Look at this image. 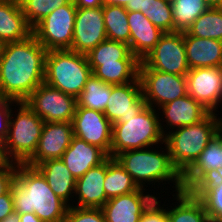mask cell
<instances>
[{"label": "cell", "mask_w": 222, "mask_h": 222, "mask_svg": "<svg viewBox=\"0 0 222 222\" xmlns=\"http://www.w3.org/2000/svg\"><path fill=\"white\" fill-rule=\"evenodd\" d=\"M47 52L33 34L25 40L0 45V95L24 102L44 83Z\"/></svg>", "instance_id": "6da1fadb"}, {"label": "cell", "mask_w": 222, "mask_h": 222, "mask_svg": "<svg viewBox=\"0 0 222 222\" xmlns=\"http://www.w3.org/2000/svg\"><path fill=\"white\" fill-rule=\"evenodd\" d=\"M10 190L18 214L35 213L43 222H64L69 205L54 193L36 167L16 163Z\"/></svg>", "instance_id": "7a4b0ae2"}, {"label": "cell", "mask_w": 222, "mask_h": 222, "mask_svg": "<svg viewBox=\"0 0 222 222\" xmlns=\"http://www.w3.org/2000/svg\"><path fill=\"white\" fill-rule=\"evenodd\" d=\"M163 145L164 147L157 145L155 148L152 146L128 150L117 154L114 158L131 175L138 188L146 189L148 187L146 183L152 185V188L153 185L161 188L159 185H166L167 182L168 185L170 183L174 185L172 188H175L176 193L182 192L184 191L182 175L171 163L168 149L165 143Z\"/></svg>", "instance_id": "3957f363"}, {"label": "cell", "mask_w": 222, "mask_h": 222, "mask_svg": "<svg viewBox=\"0 0 222 222\" xmlns=\"http://www.w3.org/2000/svg\"><path fill=\"white\" fill-rule=\"evenodd\" d=\"M219 113L210 112L203 120L179 127L164 135L173 166L182 175L199 157L208 143L222 130Z\"/></svg>", "instance_id": "277c9868"}, {"label": "cell", "mask_w": 222, "mask_h": 222, "mask_svg": "<svg viewBox=\"0 0 222 222\" xmlns=\"http://www.w3.org/2000/svg\"><path fill=\"white\" fill-rule=\"evenodd\" d=\"M163 143L159 111L146 105L138 115L125 119V123L112 124L110 157Z\"/></svg>", "instance_id": "5b68a950"}, {"label": "cell", "mask_w": 222, "mask_h": 222, "mask_svg": "<svg viewBox=\"0 0 222 222\" xmlns=\"http://www.w3.org/2000/svg\"><path fill=\"white\" fill-rule=\"evenodd\" d=\"M92 75L85 54L69 49L49 50L45 59L44 83L77 98Z\"/></svg>", "instance_id": "8992f818"}, {"label": "cell", "mask_w": 222, "mask_h": 222, "mask_svg": "<svg viewBox=\"0 0 222 222\" xmlns=\"http://www.w3.org/2000/svg\"><path fill=\"white\" fill-rule=\"evenodd\" d=\"M16 107L17 114L13 111L15 107L11 108L8 133L3 141L7 157L13 163H25L37 148L45 122L24 102H17Z\"/></svg>", "instance_id": "52a82bcc"}, {"label": "cell", "mask_w": 222, "mask_h": 222, "mask_svg": "<svg viewBox=\"0 0 222 222\" xmlns=\"http://www.w3.org/2000/svg\"><path fill=\"white\" fill-rule=\"evenodd\" d=\"M76 10L71 1L56 8L32 29V34L47 51L71 48Z\"/></svg>", "instance_id": "ba28073f"}, {"label": "cell", "mask_w": 222, "mask_h": 222, "mask_svg": "<svg viewBox=\"0 0 222 222\" xmlns=\"http://www.w3.org/2000/svg\"><path fill=\"white\" fill-rule=\"evenodd\" d=\"M139 69L186 76L190 68L186 59L184 32L164 33L150 53L140 61Z\"/></svg>", "instance_id": "9c48e42d"}, {"label": "cell", "mask_w": 222, "mask_h": 222, "mask_svg": "<svg viewBox=\"0 0 222 222\" xmlns=\"http://www.w3.org/2000/svg\"><path fill=\"white\" fill-rule=\"evenodd\" d=\"M24 103L44 122H72L77 98L42 83Z\"/></svg>", "instance_id": "30bf717a"}, {"label": "cell", "mask_w": 222, "mask_h": 222, "mask_svg": "<svg viewBox=\"0 0 222 222\" xmlns=\"http://www.w3.org/2000/svg\"><path fill=\"white\" fill-rule=\"evenodd\" d=\"M139 79L146 104L154 109L188 95L186 76L139 69Z\"/></svg>", "instance_id": "8fae6325"}, {"label": "cell", "mask_w": 222, "mask_h": 222, "mask_svg": "<svg viewBox=\"0 0 222 222\" xmlns=\"http://www.w3.org/2000/svg\"><path fill=\"white\" fill-rule=\"evenodd\" d=\"M72 123L75 137L99 147L110 157L112 123L103 112L77 106Z\"/></svg>", "instance_id": "7c38bea8"}, {"label": "cell", "mask_w": 222, "mask_h": 222, "mask_svg": "<svg viewBox=\"0 0 222 222\" xmlns=\"http://www.w3.org/2000/svg\"><path fill=\"white\" fill-rule=\"evenodd\" d=\"M222 179V130L211 139L195 162L182 174L184 191H194L208 179Z\"/></svg>", "instance_id": "4fadbf2b"}, {"label": "cell", "mask_w": 222, "mask_h": 222, "mask_svg": "<svg viewBox=\"0 0 222 222\" xmlns=\"http://www.w3.org/2000/svg\"><path fill=\"white\" fill-rule=\"evenodd\" d=\"M107 39L103 6L77 8L73 41L69 50L87 55L99 43Z\"/></svg>", "instance_id": "5bb4252c"}, {"label": "cell", "mask_w": 222, "mask_h": 222, "mask_svg": "<svg viewBox=\"0 0 222 222\" xmlns=\"http://www.w3.org/2000/svg\"><path fill=\"white\" fill-rule=\"evenodd\" d=\"M186 82L188 95L210 112L216 113L222 101V68L190 69Z\"/></svg>", "instance_id": "9a60e30c"}, {"label": "cell", "mask_w": 222, "mask_h": 222, "mask_svg": "<svg viewBox=\"0 0 222 222\" xmlns=\"http://www.w3.org/2000/svg\"><path fill=\"white\" fill-rule=\"evenodd\" d=\"M73 137L72 122H45L37 148L25 164L36 167L46 160L61 159Z\"/></svg>", "instance_id": "2e32d148"}, {"label": "cell", "mask_w": 222, "mask_h": 222, "mask_svg": "<svg viewBox=\"0 0 222 222\" xmlns=\"http://www.w3.org/2000/svg\"><path fill=\"white\" fill-rule=\"evenodd\" d=\"M146 105L138 77L134 82L112 85L104 114L112 124L125 123V119L138 115Z\"/></svg>", "instance_id": "e0dca14e"}, {"label": "cell", "mask_w": 222, "mask_h": 222, "mask_svg": "<svg viewBox=\"0 0 222 222\" xmlns=\"http://www.w3.org/2000/svg\"><path fill=\"white\" fill-rule=\"evenodd\" d=\"M145 190L148 189L138 188L129 194L108 199L101 208L106 222H139L145 210L157 198Z\"/></svg>", "instance_id": "ac0fdd59"}, {"label": "cell", "mask_w": 222, "mask_h": 222, "mask_svg": "<svg viewBox=\"0 0 222 222\" xmlns=\"http://www.w3.org/2000/svg\"><path fill=\"white\" fill-rule=\"evenodd\" d=\"M161 109L162 111H160ZM158 111H160L159 116L162 117V119L160 118V128L163 135H165L168 130V132H170L176 128L197 123L210 113L209 110L194 100L190 95L177 98L161 106ZM162 122L167 125L162 124Z\"/></svg>", "instance_id": "d6986e66"}, {"label": "cell", "mask_w": 222, "mask_h": 222, "mask_svg": "<svg viewBox=\"0 0 222 222\" xmlns=\"http://www.w3.org/2000/svg\"><path fill=\"white\" fill-rule=\"evenodd\" d=\"M106 176V160L100 165L89 169L82 177L76 180L75 207L99 208L107 202L103 182Z\"/></svg>", "instance_id": "ffe728a7"}, {"label": "cell", "mask_w": 222, "mask_h": 222, "mask_svg": "<svg viewBox=\"0 0 222 222\" xmlns=\"http://www.w3.org/2000/svg\"><path fill=\"white\" fill-rule=\"evenodd\" d=\"M131 53L142 61L164 34L141 11H128Z\"/></svg>", "instance_id": "44dd1931"}, {"label": "cell", "mask_w": 222, "mask_h": 222, "mask_svg": "<svg viewBox=\"0 0 222 222\" xmlns=\"http://www.w3.org/2000/svg\"><path fill=\"white\" fill-rule=\"evenodd\" d=\"M109 156L99 147L73 137L61 160L77 180L89 169L103 163Z\"/></svg>", "instance_id": "7402d4cb"}, {"label": "cell", "mask_w": 222, "mask_h": 222, "mask_svg": "<svg viewBox=\"0 0 222 222\" xmlns=\"http://www.w3.org/2000/svg\"><path fill=\"white\" fill-rule=\"evenodd\" d=\"M184 44L190 69L222 66V41L194 37L184 32Z\"/></svg>", "instance_id": "603a6c76"}, {"label": "cell", "mask_w": 222, "mask_h": 222, "mask_svg": "<svg viewBox=\"0 0 222 222\" xmlns=\"http://www.w3.org/2000/svg\"><path fill=\"white\" fill-rule=\"evenodd\" d=\"M32 35L19 1L0 0V45L18 42Z\"/></svg>", "instance_id": "cb8c5ba5"}, {"label": "cell", "mask_w": 222, "mask_h": 222, "mask_svg": "<svg viewBox=\"0 0 222 222\" xmlns=\"http://www.w3.org/2000/svg\"><path fill=\"white\" fill-rule=\"evenodd\" d=\"M36 168L44 176L54 193L69 206H73L76 179L64 162L61 159H50L40 163Z\"/></svg>", "instance_id": "d4e9b609"}, {"label": "cell", "mask_w": 222, "mask_h": 222, "mask_svg": "<svg viewBox=\"0 0 222 222\" xmlns=\"http://www.w3.org/2000/svg\"><path fill=\"white\" fill-rule=\"evenodd\" d=\"M172 196L177 204L169 206L171 209L166 207L168 222H213L203 201L193 191H182Z\"/></svg>", "instance_id": "484cf974"}, {"label": "cell", "mask_w": 222, "mask_h": 222, "mask_svg": "<svg viewBox=\"0 0 222 222\" xmlns=\"http://www.w3.org/2000/svg\"><path fill=\"white\" fill-rule=\"evenodd\" d=\"M86 56L89 66H100L110 63H140L131 53L128 44L109 39L99 43Z\"/></svg>", "instance_id": "4316f807"}, {"label": "cell", "mask_w": 222, "mask_h": 222, "mask_svg": "<svg viewBox=\"0 0 222 222\" xmlns=\"http://www.w3.org/2000/svg\"><path fill=\"white\" fill-rule=\"evenodd\" d=\"M103 186L108 199L129 194L138 189L131 175L112 157L106 159V176Z\"/></svg>", "instance_id": "83f0119b"}, {"label": "cell", "mask_w": 222, "mask_h": 222, "mask_svg": "<svg viewBox=\"0 0 222 222\" xmlns=\"http://www.w3.org/2000/svg\"><path fill=\"white\" fill-rule=\"evenodd\" d=\"M128 11L117 5H103L104 25L107 39L126 43L130 47Z\"/></svg>", "instance_id": "f1b7e54d"}, {"label": "cell", "mask_w": 222, "mask_h": 222, "mask_svg": "<svg viewBox=\"0 0 222 222\" xmlns=\"http://www.w3.org/2000/svg\"><path fill=\"white\" fill-rule=\"evenodd\" d=\"M112 92V85L106 84L93 74L87 79L84 89L77 97V106L105 111Z\"/></svg>", "instance_id": "f546056e"}, {"label": "cell", "mask_w": 222, "mask_h": 222, "mask_svg": "<svg viewBox=\"0 0 222 222\" xmlns=\"http://www.w3.org/2000/svg\"><path fill=\"white\" fill-rule=\"evenodd\" d=\"M140 63H110L90 66L92 74L106 84L123 85L139 77Z\"/></svg>", "instance_id": "4dcf8cb0"}, {"label": "cell", "mask_w": 222, "mask_h": 222, "mask_svg": "<svg viewBox=\"0 0 222 222\" xmlns=\"http://www.w3.org/2000/svg\"><path fill=\"white\" fill-rule=\"evenodd\" d=\"M171 5L174 32H186L198 16L209 8L205 0H173Z\"/></svg>", "instance_id": "1f68e13d"}, {"label": "cell", "mask_w": 222, "mask_h": 222, "mask_svg": "<svg viewBox=\"0 0 222 222\" xmlns=\"http://www.w3.org/2000/svg\"><path fill=\"white\" fill-rule=\"evenodd\" d=\"M186 32L190 36L222 41V11L209 7Z\"/></svg>", "instance_id": "d6a6232c"}, {"label": "cell", "mask_w": 222, "mask_h": 222, "mask_svg": "<svg viewBox=\"0 0 222 222\" xmlns=\"http://www.w3.org/2000/svg\"><path fill=\"white\" fill-rule=\"evenodd\" d=\"M204 203L213 222H222V179H208L193 191Z\"/></svg>", "instance_id": "836d02e7"}, {"label": "cell", "mask_w": 222, "mask_h": 222, "mask_svg": "<svg viewBox=\"0 0 222 222\" xmlns=\"http://www.w3.org/2000/svg\"><path fill=\"white\" fill-rule=\"evenodd\" d=\"M141 12L164 33L174 32L171 2L166 0H144Z\"/></svg>", "instance_id": "e575fe53"}, {"label": "cell", "mask_w": 222, "mask_h": 222, "mask_svg": "<svg viewBox=\"0 0 222 222\" xmlns=\"http://www.w3.org/2000/svg\"><path fill=\"white\" fill-rule=\"evenodd\" d=\"M71 1L72 0H20L19 2L26 21L33 29L56 8L69 4Z\"/></svg>", "instance_id": "d590c367"}, {"label": "cell", "mask_w": 222, "mask_h": 222, "mask_svg": "<svg viewBox=\"0 0 222 222\" xmlns=\"http://www.w3.org/2000/svg\"><path fill=\"white\" fill-rule=\"evenodd\" d=\"M64 222H106L102 209L69 206Z\"/></svg>", "instance_id": "8d00e7d4"}, {"label": "cell", "mask_w": 222, "mask_h": 222, "mask_svg": "<svg viewBox=\"0 0 222 222\" xmlns=\"http://www.w3.org/2000/svg\"><path fill=\"white\" fill-rule=\"evenodd\" d=\"M159 196L150 204V206L145 210L139 222H168L166 206H161V200ZM160 202H159V201ZM165 206V209H164Z\"/></svg>", "instance_id": "74e56055"}, {"label": "cell", "mask_w": 222, "mask_h": 222, "mask_svg": "<svg viewBox=\"0 0 222 222\" xmlns=\"http://www.w3.org/2000/svg\"><path fill=\"white\" fill-rule=\"evenodd\" d=\"M16 103H17L16 101L3 98L0 95V139L1 140H4L7 136L11 108L13 106H16Z\"/></svg>", "instance_id": "f35d334b"}, {"label": "cell", "mask_w": 222, "mask_h": 222, "mask_svg": "<svg viewBox=\"0 0 222 222\" xmlns=\"http://www.w3.org/2000/svg\"><path fill=\"white\" fill-rule=\"evenodd\" d=\"M16 163H12L8 168L0 170V196L10 190L15 179Z\"/></svg>", "instance_id": "ab89813d"}, {"label": "cell", "mask_w": 222, "mask_h": 222, "mask_svg": "<svg viewBox=\"0 0 222 222\" xmlns=\"http://www.w3.org/2000/svg\"><path fill=\"white\" fill-rule=\"evenodd\" d=\"M14 211L13 198L11 190H9L7 193L0 196V222Z\"/></svg>", "instance_id": "60d3db41"}, {"label": "cell", "mask_w": 222, "mask_h": 222, "mask_svg": "<svg viewBox=\"0 0 222 222\" xmlns=\"http://www.w3.org/2000/svg\"><path fill=\"white\" fill-rule=\"evenodd\" d=\"M77 8H96L102 7V0H72Z\"/></svg>", "instance_id": "b9f144b4"}, {"label": "cell", "mask_w": 222, "mask_h": 222, "mask_svg": "<svg viewBox=\"0 0 222 222\" xmlns=\"http://www.w3.org/2000/svg\"><path fill=\"white\" fill-rule=\"evenodd\" d=\"M12 163L6 155L4 141L0 139V170L8 168Z\"/></svg>", "instance_id": "7bdbcfd3"}, {"label": "cell", "mask_w": 222, "mask_h": 222, "mask_svg": "<svg viewBox=\"0 0 222 222\" xmlns=\"http://www.w3.org/2000/svg\"><path fill=\"white\" fill-rule=\"evenodd\" d=\"M20 222H43L35 213L19 214Z\"/></svg>", "instance_id": "ee69618b"}, {"label": "cell", "mask_w": 222, "mask_h": 222, "mask_svg": "<svg viewBox=\"0 0 222 222\" xmlns=\"http://www.w3.org/2000/svg\"><path fill=\"white\" fill-rule=\"evenodd\" d=\"M144 0H131V3H128L125 6L127 11H141L143 9Z\"/></svg>", "instance_id": "f6af8a7d"}, {"label": "cell", "mask_w": 222, "mask_h": 222, "mask_svg": "<svg viewBox=\"0 0 222 222\" xmlns=\"http://www.w3.org/2000/svg\"><path fill=\"white\" fill-rule=\"evenodd\" d=\"M103 5H117L125 7L131 0H102Z\"/></svg>", "instance_id": "bcb514c9"}, {"label": "cell", "mask_w": 222, "mask_h": 222, "mask_svg": "<svg viewBox=\"0 0 222 222\" xmlns=\"http://www.w3.org/2000/svg\"><path fill=\"white\" fill-rule=\"evenodd\" d=\"M1 222H20L19 214L17 212H13L5 217Z\"/></svg>", "instance_id": "7dc6e473"}, {"label": "cell", "mask_w": 222, "mask_h": 222, "mask_svg": "<svg viewBox=\"0 0 222 222\" xmlns=\"http://www.w3.org/2000/svg\"><path fill=\"white\" fill-rule=\"evenodd\" d=\"M209 7H217L221 0H205Z\"/></svg>", "instance_id": "c3c4849f"}, {"label": "cell", "mask_w": 222, "mask_h": 222, "mask_svg": "<svg viewBox=\"0 0 222 222\" xmlns=\"http://www.w3.org/2000/svg\"><path fill=\"white\" fill-rule=\"evenodd\" d=\"M216 8L222 11V0L220 1V3L218 4Z\"/></svg>", "instance_id": "681fc988"}, {"label": "cell", "mask_w": 222, "mask_h": 222, "mask_svg": "<svg viewBox=\"0 0 222 222\" xmlns=\"http://www.w3.org/2000/svg\"><path fill=\"white\" fill-rule=\"evenodd\" d=\"M2 1H20V0H2Z\"/></svg>", "instance_id": "f907efd6"}]
</instances>
